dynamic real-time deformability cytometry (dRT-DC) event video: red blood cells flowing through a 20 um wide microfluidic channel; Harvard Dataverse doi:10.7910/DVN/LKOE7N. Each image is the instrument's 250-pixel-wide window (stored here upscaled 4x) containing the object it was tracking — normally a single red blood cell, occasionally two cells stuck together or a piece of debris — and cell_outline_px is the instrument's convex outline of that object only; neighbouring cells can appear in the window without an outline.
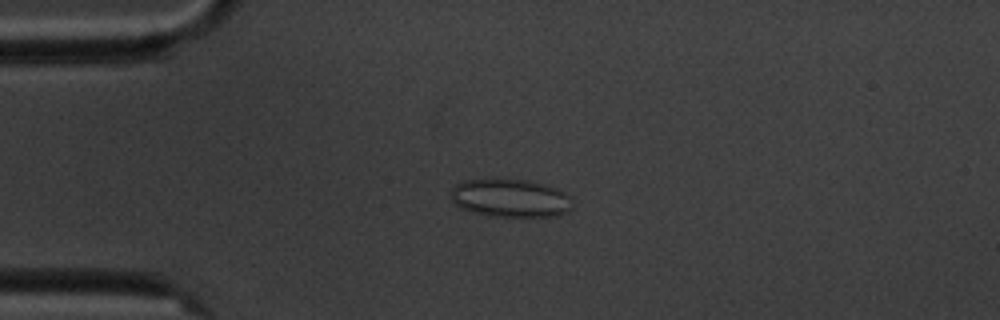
{"species": "common noctule bat (a hibernating species)", "species_latin": "Nyctalus noctula", "temperature_condition": "cold", "stored_images_in_passage": 6, "camera_frame_rate_fps": 3000, "um_per_image_px": 0.085, "animal": {"sex": "male", "body_mass_g": 20.1, "forearm_length_mm": 53.5}, "frame": {"image": 1, "passage_image": 4, "time_ms": 4.333, "image_size_px": [1000, 320], "cell_outline_px": [[572, 208], [556, 216], [488, 216], [472, 212], [460, 208], [452, 200], [452, 188], [456, 184], [464, 180], [528, 180], [544, 184], [556, 188], [572, 196]], "centroid_in_image_um": [43.4, 16.85], "position_along_channel_um": 41.6, "area_um2": 26.88}}
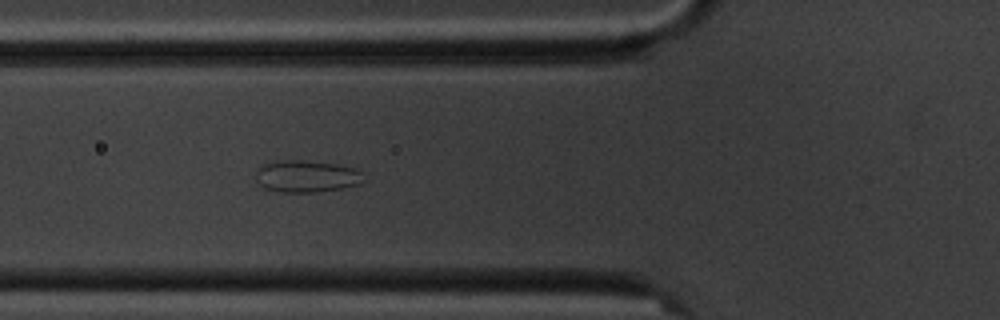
{"frame": {"image": 2, "passage_image": 6, "time_ms": 6.667, "image_size_px": [1000, 320], "cell_outline_px": [[368, 180], [360, 184], [340, 188], [316, 192], [280, 192], [264, 188], [256, 180], [256, 172], [264, 164], [276, 160], [308, 160], [336, 164], [356, 168], [364, 172]], "centroid_in_image_um": [26.13, 14.98], "position_along_channel_um": 99.7, "area_um2": 20.46}}